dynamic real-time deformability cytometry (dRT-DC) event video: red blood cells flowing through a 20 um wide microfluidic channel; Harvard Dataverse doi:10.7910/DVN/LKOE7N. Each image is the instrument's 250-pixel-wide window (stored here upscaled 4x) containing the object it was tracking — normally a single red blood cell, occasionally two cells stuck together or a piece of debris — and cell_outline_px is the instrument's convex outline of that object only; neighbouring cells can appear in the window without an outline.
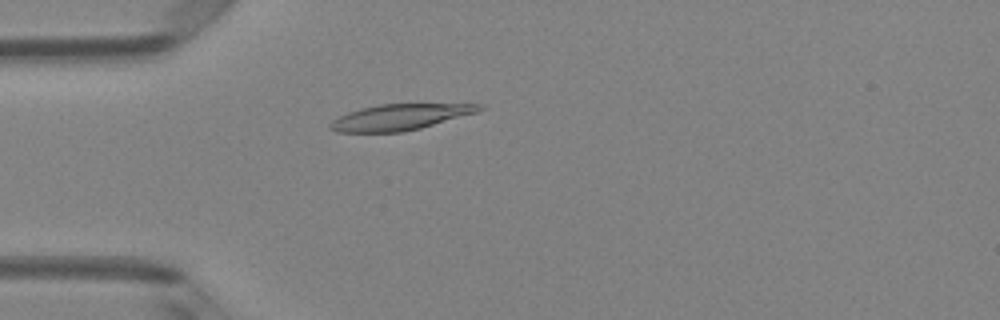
{"species": "Egyptian fruit bat (a non-hibernating species)", "species_latin": "Rousettus aegyptiacus", "temperature_condition": "room temperature", "stored_images_in_passage": 4, "camera_frame_rate_fps": 3000, "um_per_image_px": 0.085, "animal": {"sex": "female"}, "frame": {"image": 1, "passage_image": 4, "time_ms": 1.0, "image_size_px": [1000, 320], "cell_outline_px": [[484, 108], [476, 112], [420, 128], [404, 132], [336, 132], [328, 128], [328, 124], [332, 120], [348, 112], [360, 108], [380, 104], [480, 104]], "centroid_in_image_um": [33.92, 9.96], "position_along_channel_um": 51.1, "area_um2": 22.31}}